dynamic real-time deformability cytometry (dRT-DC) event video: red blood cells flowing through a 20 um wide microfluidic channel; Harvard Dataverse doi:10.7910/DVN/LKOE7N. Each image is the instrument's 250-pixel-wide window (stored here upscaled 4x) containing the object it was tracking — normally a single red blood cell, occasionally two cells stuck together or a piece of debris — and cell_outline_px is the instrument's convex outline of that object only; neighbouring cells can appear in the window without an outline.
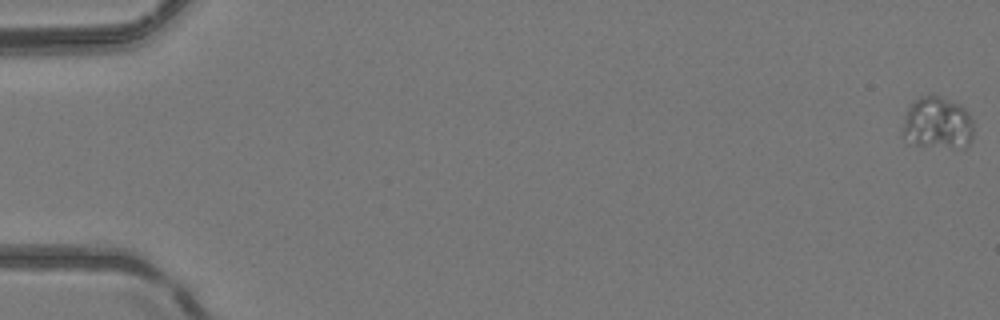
{"species": "common noctule bat (a hibernating species)", "species_latin": "Nyctalus noctula", "temperature_condition": "room temperature", "stored_images_in_passage": 15, "camera_frame_rate_fps": 3000, "um_per_image_px": 0.085, "animal": {"sex": "female", "body_mass_g": 24.6, "forearm_length_mm": 56.2}, "frame": {"image": 1, "passage_image": 1, "time_ms": 0.0, "image_size_px": [1000, 320], "cell_outline_px": [[972, 140], [964, 148], [952, 148], [912, 144], [900, 136], [900, 132], [908, 108], [912, 100], [920, 96], [940, 96], [960, 104], [968, 112], [972, 120]], "centroid_in_image_um": [79.65, 10.48], "position_along_channel_um": 5.3, "area_um2": 21.96}}
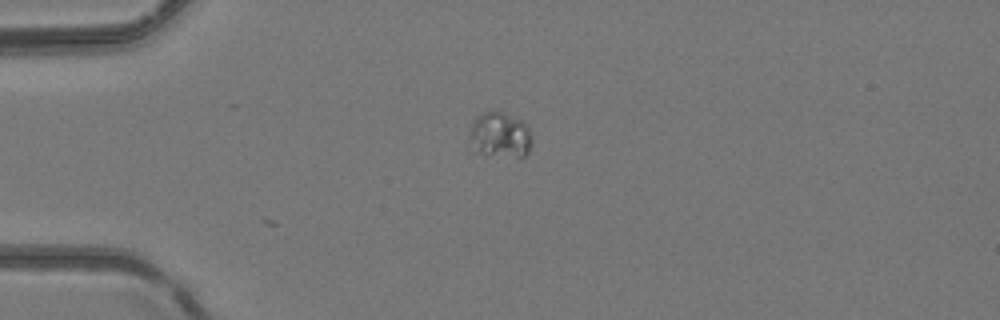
{"frame": {"image": 2, "passage_image": 15, "time_ms": 4.667, "image_size_px": [1000, 320], "cell_outline_px": [[532, 140], [528, 152], [520, 160], [468, 152], [468, 144], [472, 120], [476, 116], [484, 112], [500, 112], [520, 120], [528, 124]], "centroid_in_image_um": [42.45, 11.56], "position_along_channel_um": 42.6, "area_um2": 17.46}}